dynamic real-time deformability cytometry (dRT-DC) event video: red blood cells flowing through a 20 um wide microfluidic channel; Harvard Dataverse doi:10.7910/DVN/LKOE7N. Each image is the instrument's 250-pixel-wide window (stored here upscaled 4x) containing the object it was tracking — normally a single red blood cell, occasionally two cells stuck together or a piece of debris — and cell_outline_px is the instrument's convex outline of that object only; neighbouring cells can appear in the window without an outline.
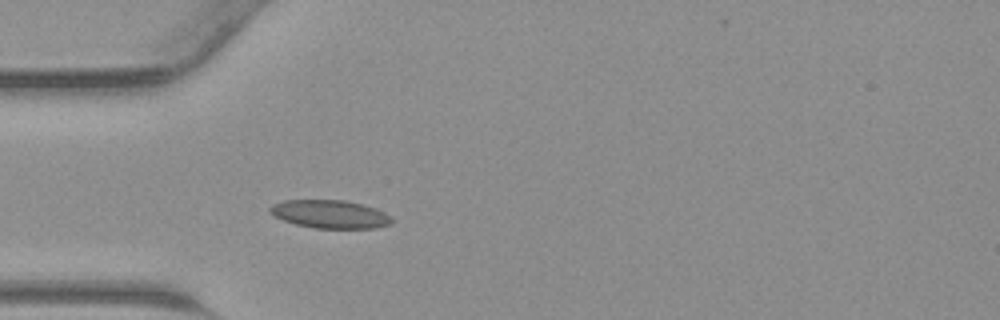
{"species": "common noctule bat (a hibernating species)", "species_latin": "Nyctalus noctula", "temperature_condition": "warm", "stored_images_in_passage": 32, "camera_frame_rate_fps": 3000, "um_per_image_px": 0.085, "animal": {"sex": "male", "body_mass_g": 23.1, "forearm_length_mm": 52.7}, "frame": {"image": 1, "passage_image": 1, "time_ms": 0.0, "image_size_px": [1000, 320], "cell_outline_px": [[392, 224], [372, 228], [316, 228], [296, 224], [284, 220], [268, 212], [268, 208], [272, 204], [284, 200], [344, 200], [364, 204], [376, 208], [384, 212], [392, 220]], "centroid_in_image_um": [28.04, 18.19], "position_along_channel_um": 57.0, "area_um2": 19.94}}
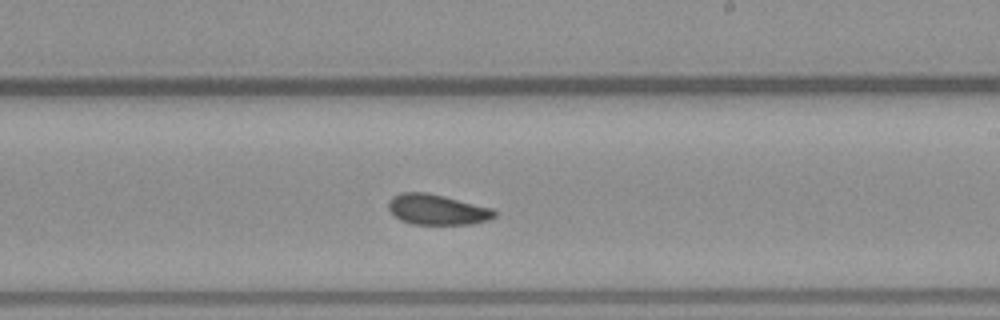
{"frame": {"image": 2, "passage_image": 14, "time_ms": 4.333, "image_size_px": [1000, 320], "cell_outline_px": [[496, 216], [488, 220], [468, 224], [412, 224], [400, 220], [388, 208], [388, 200], [392, 196], [400, 192], [424, 192], [444, 196], [492, 208], [496, 212]], "centroid_in_image_um": [37.13, 17.81], "position_along_channel_um": 251.9, "area_um2": 18.73}}
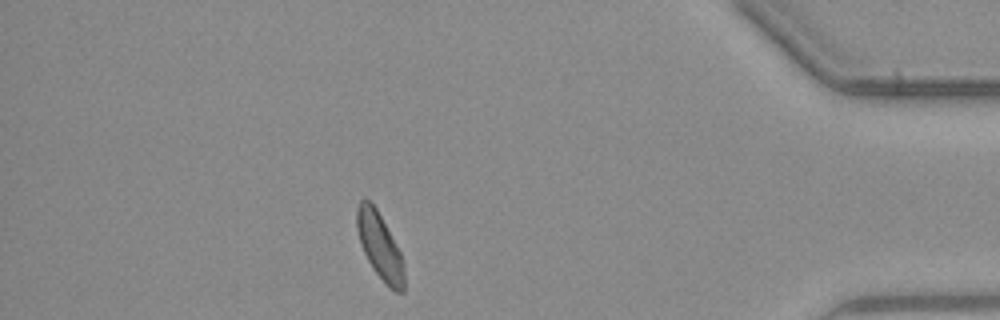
{"frame": {"image": 3, "passage_image": 27, "time_ms": 8.667, "image_size_px": [1000, 320], "cell_outline_px": [[404, 292], [396, 292], [372, 268], [360, 244], [356, 228], [356, 208], [360, 200], [368, 200], [376, 208], [396, 244], [400, 252], [404, 268]], "centroid_in_image_um": [32.26, 20.89], "position_along_channel_um": 402.9, "area_um2": 17.86}}